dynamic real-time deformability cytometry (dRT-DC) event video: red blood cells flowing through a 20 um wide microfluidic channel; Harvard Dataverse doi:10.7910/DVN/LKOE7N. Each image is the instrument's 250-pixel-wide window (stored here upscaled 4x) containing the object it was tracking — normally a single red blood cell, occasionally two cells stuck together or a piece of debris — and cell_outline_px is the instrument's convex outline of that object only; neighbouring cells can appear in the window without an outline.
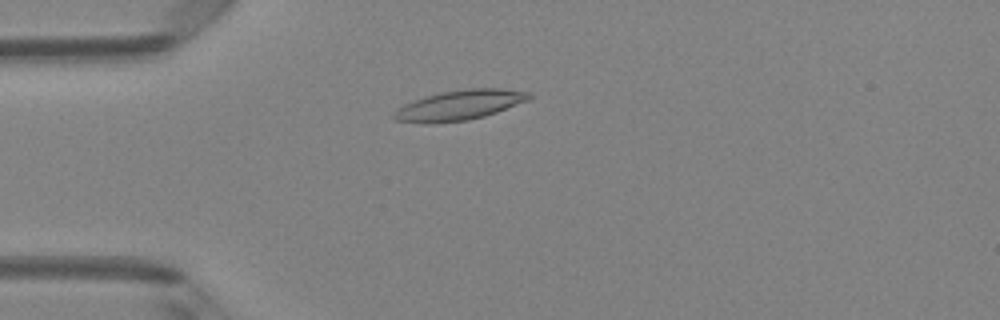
{"species": "Egyptian fruit bat (a non-hibernating species)", "species_latin": "Rousettus aegyptiacus", "temperature_condition": "room temperature", "stored_images_in_passage": 3, "camera_frame_rate_fps": 3000, "um_per_image_px": 0.085, "animal": {"sex": "female"}, "frame": {"image": 1, "passage_image": 3, "time_ms": 0.667, "image_size_px": [1000, 320], "cell_outline_px": [[532, 96], [528, 100], [496, 112], [484, 116], [468, 120], [432, 124], [424, 124], [396, 120], [392, 116], [396, 108], [404, 104], [440, 92], [468, 88], [500, 88], [532, 92]], "centroid_in_image_um": [39.05, 8.94], "position_along_channel_um": 45.9, "area_um2": 23.64}}